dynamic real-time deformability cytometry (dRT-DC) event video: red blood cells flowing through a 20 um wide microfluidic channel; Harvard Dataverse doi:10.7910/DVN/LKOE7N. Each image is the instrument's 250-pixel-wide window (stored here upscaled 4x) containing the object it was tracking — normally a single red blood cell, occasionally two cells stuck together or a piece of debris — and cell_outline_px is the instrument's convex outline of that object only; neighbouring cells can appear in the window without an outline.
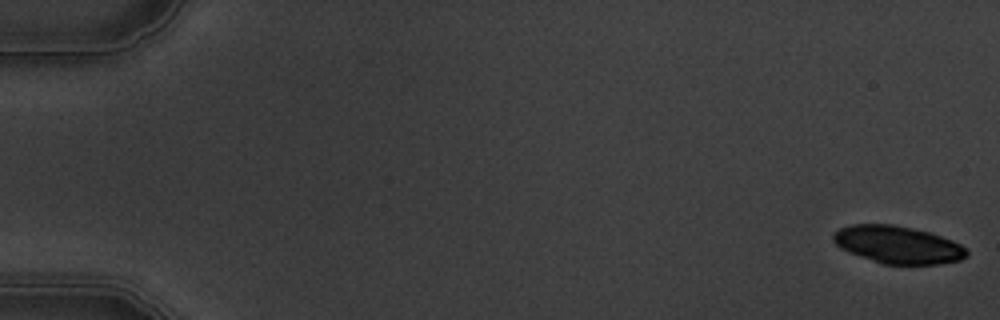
{"species": "common noctule bat (a hibernating species)", "species_latin": "Nyctalus noctula", "temperature_condition": "warm", "stored_images_in_passage": 7, "camera_frame_rate_fps": 3000, "um_per_image_px": 0.085, "animal": {"sex": "male", "body_mass_g": 19.5, "forearm_length_mm": 54.6}, "frame": {"image": 1, "passage_image": 1, "time_ms": 0.0, "image_size_px": [1000, 320], "cell_outline_px": [[968, 256], [960, 260], [936, 264], [884, 264], [848, 252], [840, 248], [832, 240], [832, 236], [840, 228], [852, 224], [892, 224], [912, 228], [928, 232], [952, 240], [960, 244], [968, 252]], "centroid_in_image_um": [76.3, 20.8], "position_along_channel_um": 8.7, "area_um2": 28.96}}